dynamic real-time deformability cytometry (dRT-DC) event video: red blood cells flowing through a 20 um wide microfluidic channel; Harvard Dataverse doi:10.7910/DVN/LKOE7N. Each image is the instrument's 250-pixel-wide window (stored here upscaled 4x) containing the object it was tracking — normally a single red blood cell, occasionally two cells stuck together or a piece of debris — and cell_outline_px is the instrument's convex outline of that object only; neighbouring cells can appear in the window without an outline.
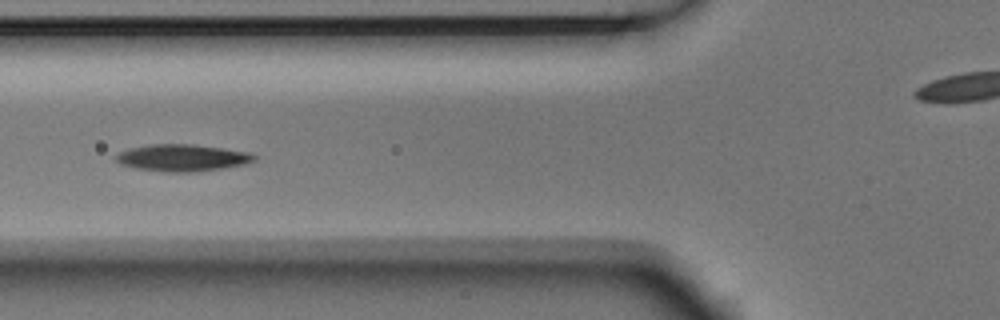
{"species": "Egyptian fruit bat (a non-hibernating species)", "species_latin": "Rousettus aegyptiacus", "temperature_condition": "room temperature", "stored_images_in_passage": 7, "camera_frame_rate_fps": 3000, "um_per_image_px": 0.085, "animal": {"sex": "male"}, "frame": {"image": 1, "passage_image": 5, "time_ms": 1.333, "image_size_px": [1000, 320], "cell_outline_px": [[256, 160], [244, 164], [196, 172], [164, 172], [136, 168], [120, 164], [116, 160], [116, 156], [120, 152], [132, 148], [152, 144], [196, 144], [224, 148], [248, 152], [256, 156]], "centroid_in_image_um": [15.51, 13.41], "position_along_channel_um": 110.3, "area_um2": 21.56}}
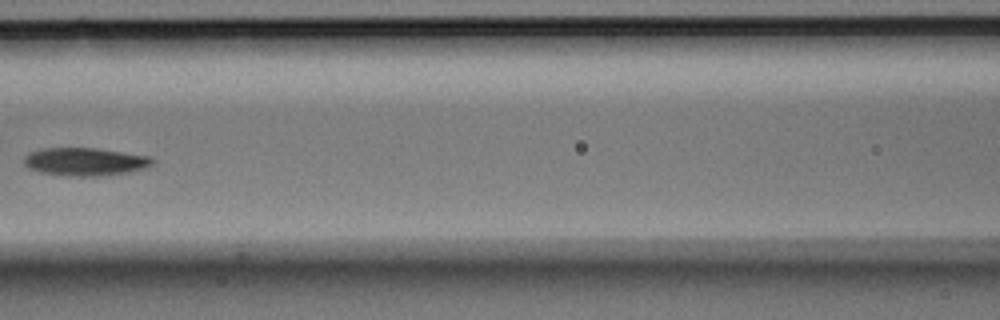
{"frame": {"image": 2, "passage_image": 6, "time_ms": 1.667, "image_size_px": [1000, 320], "cell_outline_px": [[156, 160], [152, 164], [144, 168], [128, 172], [96, 176], [64, 176], [40, 172], [28, 168], [24, 164], [24, 156], [28, 152], [40, 148], [96, 148], [148, 156]], "centroid_in_image_um": [7.17, 13.74], "position_along_channel_um": 159.4, "area_um2": 20.98}}
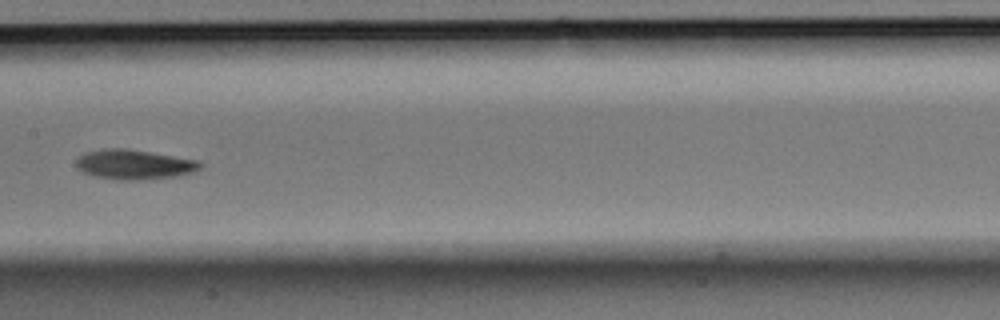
{"frame": {"image": 3, "passage_image": 7, "time_ms": 2.0, "image_size_px": [1000, 320], "cell_outline_px": [[204, 164], [200, 168], [192, 172], [176, 176], [144, 180], [120, 180], [96, 176], [84, 172], [76, 168], [76, 160], [84, 152], [104, 148], [128, 148], [200, 160]], "centroid_in_image_um": [11.42, 13.97], "position_along_channel_um": 196.0, "area_um2": 21.73}}